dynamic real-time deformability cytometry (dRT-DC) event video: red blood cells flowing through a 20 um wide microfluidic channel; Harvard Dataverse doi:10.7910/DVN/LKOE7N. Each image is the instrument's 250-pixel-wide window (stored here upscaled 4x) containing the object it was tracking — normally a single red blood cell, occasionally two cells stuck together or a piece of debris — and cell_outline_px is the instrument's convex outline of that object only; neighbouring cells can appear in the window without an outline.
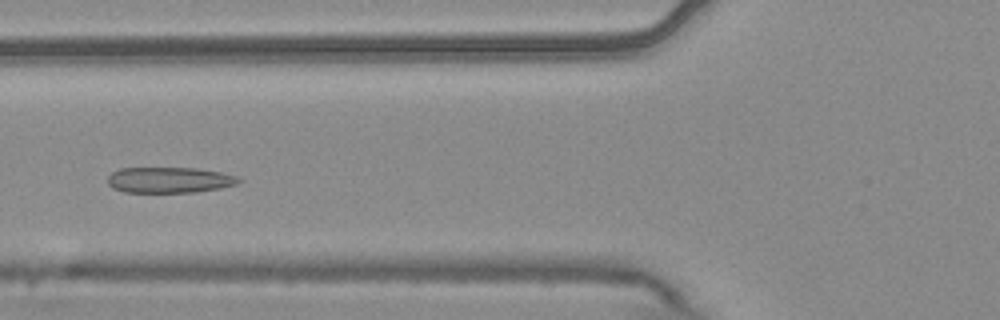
{"species": "common noctule bat (a hibernating species)", "species_latin": "Nyctalus noctula", "temperature_condition": "warm", "stored_images_in_passage": 8, "camera_frame_rate_fps": 3000, "um_per_image_px": 0.085, "animal": {"sex": "male", "body_mass_g": 20.4}, "frame": {"image": 1, "passage_image": 6, "time_ms": 1.667, "image_size_px": [1000, 320], "cell_outline_px": [[244, 180], [236, 184], [220, 188], [196, 192], [124, 192], [112, 188], [108, 184], [108, 176], [112, 172], [120, 168], [196, 168], [220, 172], [236, 176]], "centroid_in_image_um": [14.39, 15.3], "position_along_channel_um": 111.4, "area_um2": 19.71}}
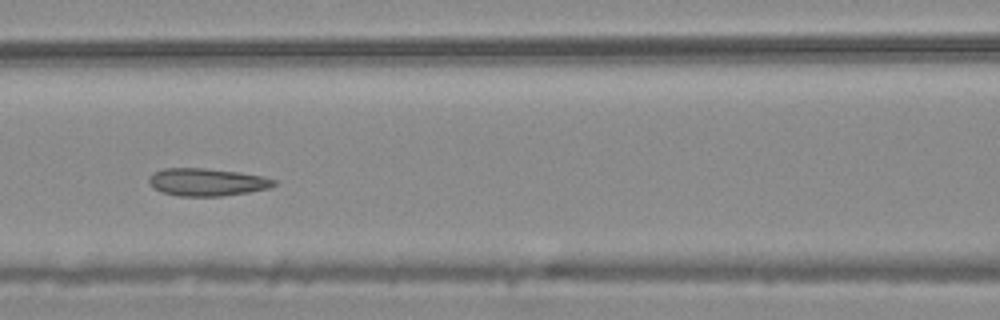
{"frame": {"image": 2, "passage_image": 7, "time_ms": 2.0, "image_size_px": [1000, 320], "cell_outline_px": [[276, 184], [268, 188], [248, 192], [220, 196], [180, 196], [160, 192], [152, 188], [148, 180], [148, 176], [152, 172], [164, 168], [204, 168], [240, 172], [264, 176], [276, 180]], "centroid_in_image_um": [17.54, 15.47], "position_along_channel_um": 149.1, "area_um2": 20.29}}
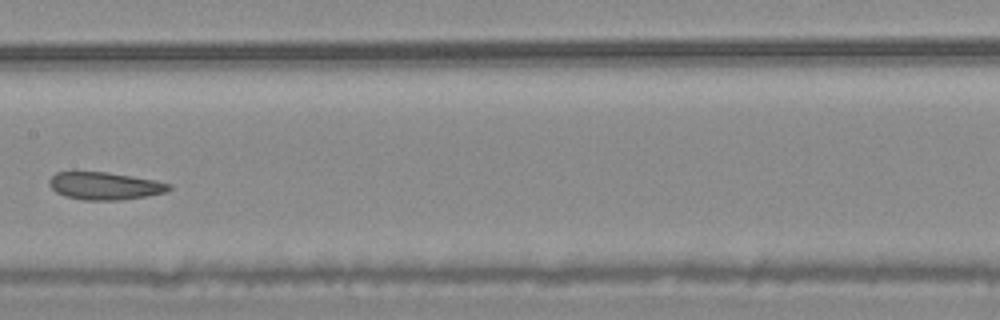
{"frame": {"image": 3, "passage_image": 8, "time_ms": 2.333, "image_size_px": [1000, 320], "cell_outline_px": [[172, 188], [168, 192], [120, 200], [84, 200], [64, 196], [56, 192], [48, 184], [48, 180], [56, 172], [108, 172], [156, 180], [172, 184]], "centroid_in_image_um": [8.92, 15.8], "position_along_channel_um": 198.5, "area_um2": 19.31}}